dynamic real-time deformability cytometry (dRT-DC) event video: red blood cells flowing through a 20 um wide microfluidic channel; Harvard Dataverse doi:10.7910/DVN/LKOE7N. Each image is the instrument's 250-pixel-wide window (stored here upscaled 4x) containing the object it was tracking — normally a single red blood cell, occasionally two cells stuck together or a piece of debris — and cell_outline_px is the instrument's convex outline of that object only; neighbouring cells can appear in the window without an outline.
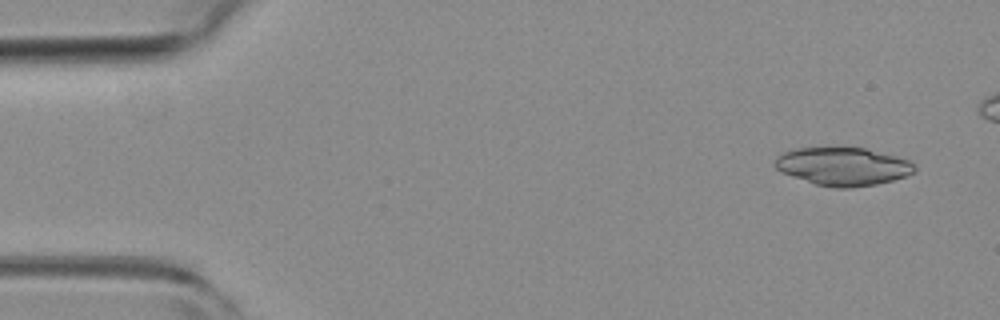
{"species": "common noctule bat (a hibernating species)", "species_latin": "Nyctalus noctula", "temperature_condition": "room temperature", "stored_images_in_passage": 4, "camera_frame_rate_fps": 3000, "um_per_image_px": 0.085, "animal": {"sex": "female", "body_mass_g": 19.3, "forearm_length_mm": 54.1}, "frame": {"image": 1, "passage_image": 1, "time_ms": 0.0, "image_size_px": [1000, 320], "cell_outline_px": [[916, 168], [912, 172], [904, 176], [892, 180], [876, 184], [852, 188], [832, 188], [816, 184], [792, 176], [776, 168], [776, 156], [784, 152], [796, 148], [864, 148], [896, 156], [908, 160], [916, 164]], "centroid_in_image_um": [71.66, 14.15], "position_along_channel_um": 13.3, "area_um2": 30.63}}